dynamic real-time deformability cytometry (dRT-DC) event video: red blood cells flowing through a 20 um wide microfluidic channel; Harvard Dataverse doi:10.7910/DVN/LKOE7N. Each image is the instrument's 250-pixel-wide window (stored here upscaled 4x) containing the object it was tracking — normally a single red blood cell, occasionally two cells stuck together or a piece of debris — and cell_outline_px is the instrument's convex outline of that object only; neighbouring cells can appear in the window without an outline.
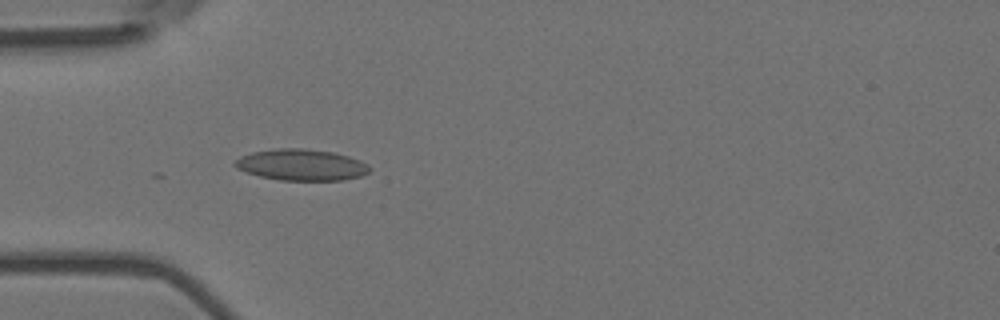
{"species": "Egyptian fruit bat (a non-hibernating species)", "species_latin": "Rousettus aegyptiacus", "temperature_condition": "room temperature", "stored_images_in_passage": 21, "camera_frame_rate_fps": 3000, "um_per_image_px": 0.085, "animal": {"sex": "female"}, "frame": {"image": 1, "passage_image": 17, "time_ms": 5.333, "image_size_px": [1000, 320], "cell_outline_px": [[372, 168], [368, 172], [360, 176], [344, 180], [280, 180], [260, 176], [236, 168], [232, 164], [240, 156], [252, 152], [276, 148], [304, 148], [332, 152], [348, 156], [360, 160], [368, 164]], "centroid_in_image_um": [25.62, 14.0], "position_along_channel_um": 59.4, "area_um2": 24.57}}
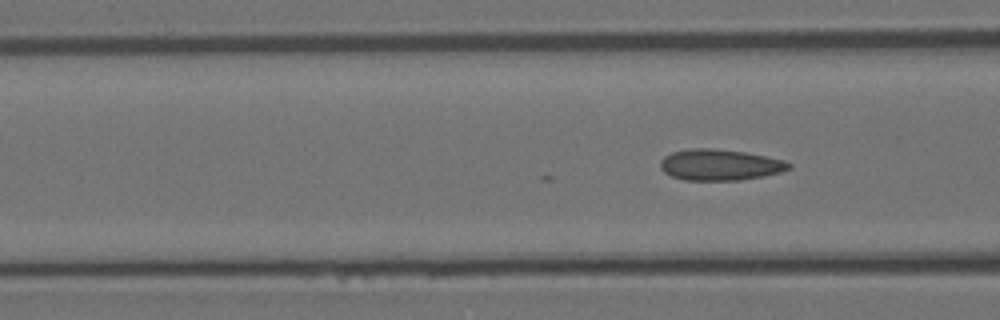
{"frame": {"image": 2, "passage_image": 21, "time_ms": 6.667, "image_size_px": [1000, 320], "cell_outline_px": [[792, 168], [780, 172], [764, 176], [740, 180], [684, 180], [672, 176], [664, 172], [660, 168], [660, 160], [664, 156], [672, 152], [688, 148], [712, 148], [744, 152], [784, 160], [792, 164]], "centroid_in_image_um": [61.17, 14.01], "position_along_channel_um": 105.4, "area_um2": 23.35}}